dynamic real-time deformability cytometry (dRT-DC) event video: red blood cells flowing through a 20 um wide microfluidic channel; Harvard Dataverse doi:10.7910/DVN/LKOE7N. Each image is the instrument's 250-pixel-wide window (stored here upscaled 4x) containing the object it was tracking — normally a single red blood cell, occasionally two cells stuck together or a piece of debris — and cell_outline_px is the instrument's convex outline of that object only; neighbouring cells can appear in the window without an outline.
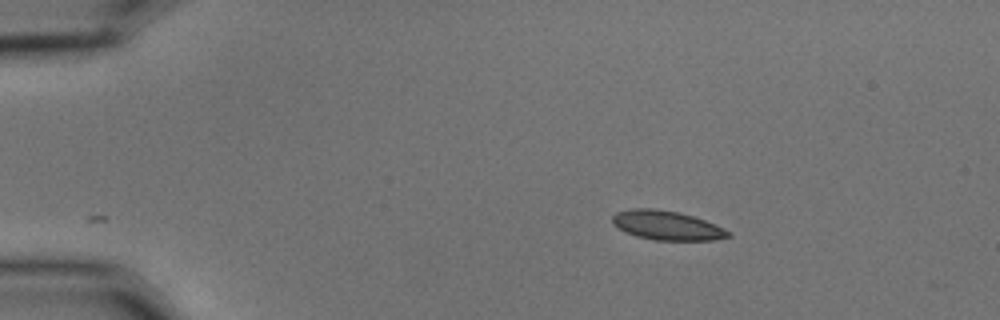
{"species": "common noctule bat (a hibernating species)", "species_latin": "Nyctalus noctula", "temperature_condition": "cold", "stored_images_in_passage": 4, "camera_frame_rate_fps": 3000, "um_per_image_px": 0.085, "animal": {"sex": "male", "body_mass_g": 15.6}, "frame": {"image": 1, "passage_image": 1, "time_ms": 0.0, "image_size_px": [1000, 320], "cell_outline_px": [[732, 236], [712, 240], [656, 240], [636, 236], [616, 228], [612, 224], [612, 216], [616, 212], [632, 208], [652, 208], [680, 212], [704, 220], [724, 228], [732, 232]], "centroid_in_image_um": [56.66, 19.15], "position_along_channel_um": 28.3, "area_um2": 19.83}}